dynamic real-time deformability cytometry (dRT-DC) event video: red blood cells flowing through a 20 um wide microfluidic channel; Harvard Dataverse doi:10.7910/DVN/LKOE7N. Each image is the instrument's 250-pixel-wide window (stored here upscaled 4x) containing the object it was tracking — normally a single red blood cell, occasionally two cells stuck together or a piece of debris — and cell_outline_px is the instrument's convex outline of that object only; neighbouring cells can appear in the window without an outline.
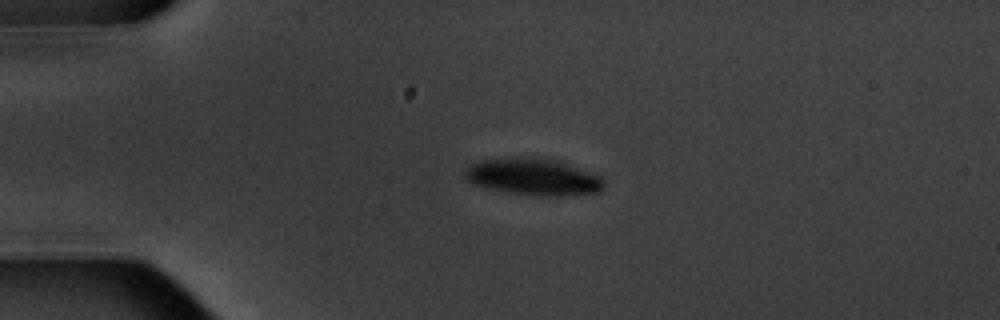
{"species": "common noctule bat (a hibernating species)", "species_latin": "Nyctalus noctula", "temperature_condition": "warm", "stored_images_in_passage": 4, "camera_frame_rate_fps": 3000, "um_per_image_px": 0.085, "animal": {"sex": "male", "body_mass_g": 20.1, "forearm_length_mm": 53.5}, "frame": {"image": 1, "passage_image": 3, "time_ms": 3.333, "image_size_px": [1000, 320], "cell_outline_px": [[604, 188], [600, 192], [556, 196], [540, 196], [508, 192], [488, 188], [476, 184], [468, 180], [464, 176], [464, 172], [472, 164], [480, 160], [532, 156], [536, 156], [560, 160], [600, 176], [604, 180]], "centroid_in_image_um": [45.38, 15.02], "position_along_channel_um": 39.6, "area_um2": 29.88}}